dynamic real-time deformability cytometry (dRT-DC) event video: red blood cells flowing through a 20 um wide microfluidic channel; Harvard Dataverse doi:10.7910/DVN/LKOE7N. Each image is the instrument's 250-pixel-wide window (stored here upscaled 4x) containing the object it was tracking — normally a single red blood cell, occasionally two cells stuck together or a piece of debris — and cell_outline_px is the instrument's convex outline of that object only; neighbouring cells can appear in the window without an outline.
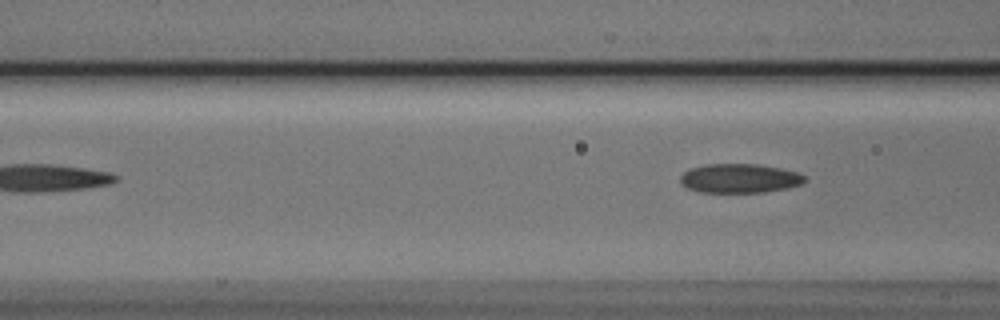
{"species": "Egyptian fruit bat (a non-hibernating species)", "species_latin": "Rousettus aegyptiacus", "temperature_condition": "cold", "stored_images_in_passage": 5, "segment_of_instrument_passage": [2, 2], "camera_frame_rate_fps": 3000, "um_per_image_px": 0.085, "animal": {"sex": "male"}, "frame": {"image": 1, "passage_image": 5, "time_ms": 1.333, "image_size_px": [1000, 320], "cell_outline_px": [[808, 180], [804, 184], [788, 188], [764, 192], [700, 192], [688, 188], [680, 180], [680, 176], [684, 172], [692, 168], [704, 164], [756, 164], [780, 168], [796, 172], [804, 176]], "centroid_in_image_um": [62.91, 15.16], "position_along_channel_um": 103.7, "area_um2": 21.1}}